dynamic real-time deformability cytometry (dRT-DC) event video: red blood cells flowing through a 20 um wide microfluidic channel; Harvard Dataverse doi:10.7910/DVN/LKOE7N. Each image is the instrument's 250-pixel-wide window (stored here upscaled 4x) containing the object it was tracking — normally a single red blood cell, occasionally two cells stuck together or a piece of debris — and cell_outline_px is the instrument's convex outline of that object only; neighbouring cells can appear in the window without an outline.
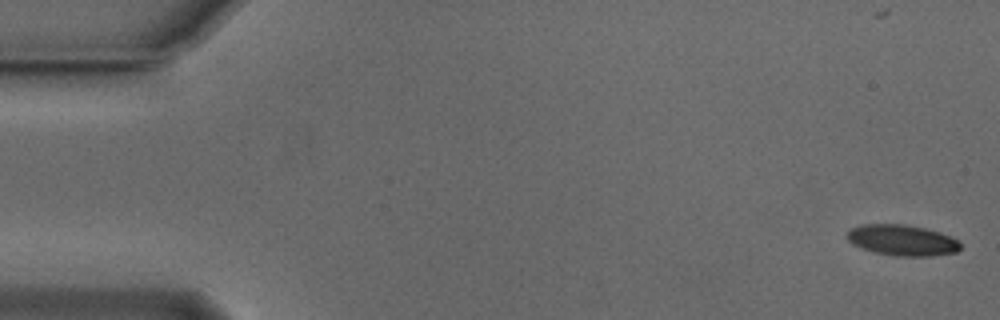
{"species": "Egyptian fruit bat (a non-hibernating species)", "species_latin": "Rousettus aegyptiacus", "temperature_condition": "cold", "stored_images_in_passage": 53, "camera_frame_rate_fps": 3000, "um_per_image_px": 0.085, "animal": {"sex": "male"}, "frame": {"image": 1, "passage_image": 1, "time_ms": 0.0, "image_size_px": [1000, 320], "cell_outline_px": [[960, 248], [956, 252], [932, 256], [896, 256], [876, 252], [852, 244], [848, 240], [848, 232], [852, 228], [860, 224], [904, 224], [924, 228], [940, 232], [956, 240], [960, 244]], "centroid_in_image_um": [76.68, 20.41], "position_along_channel_um": 8.3, "area_um2": 20.11}}
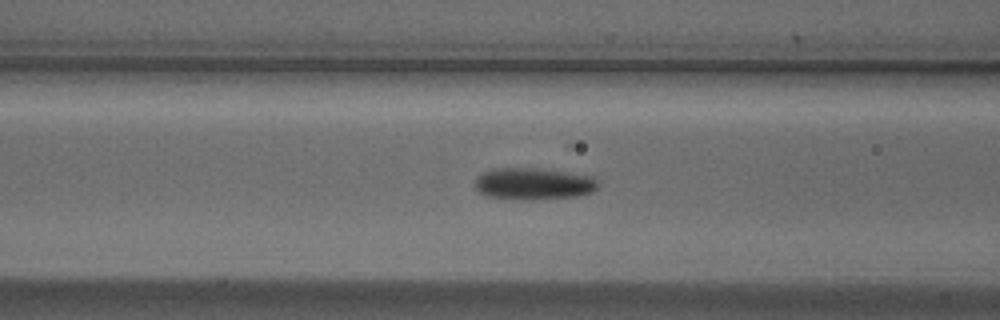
{"frame": {"image": 2, "passage_image": 21, "time_ms": 6.667, "image_size_px": [1000, 320], "cell_outline_px": [[600, 184], [592, 192], [576, 196], [532, 200], [512, 200], [484, 196], [476, 192], [476, 180], [484, 172], [496, 168], [540, 168], [596, 176]], "centroid_in_image_um": [45.37, 15.63], "position_along_channel_um": 121.2, "area_um2": 23.29}}
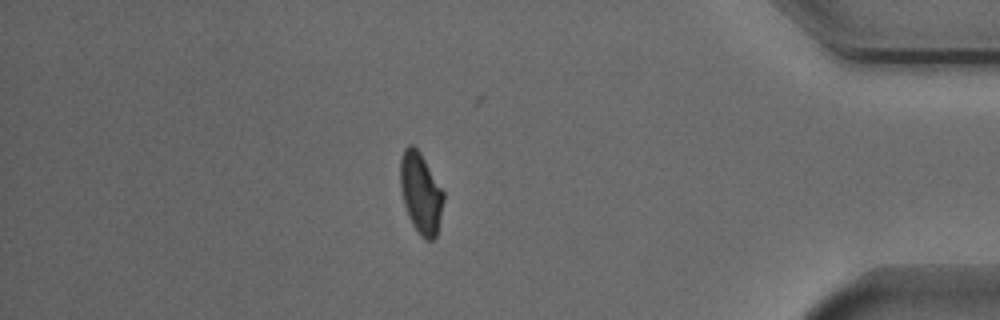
{"frame": {"image": 3, "passage_image": 46, "time_ms": 15.0, "image_size_px": [1000, 320], "cell_outline_px": [[444, 200], [436, 236], [432, 240], [424, 240], [420, 236], [412, 224], [408, 216], [404, 204], [400, 188], [400, 160], [404, 148], [408, 144], [412, 144], [420, 152], [444, 192]], "centroid_in_image_um": [35.75, 16.41], "position_along_channel_um": 399.5, "area_um2": 20.4}, "authors_computed_cell_mechanics": {"area_um2": 21.4438, "velocity_mm_per_s": 3.8243, "shape_relaxation_time_tau1_ms": 3.4607, "shape_relaxation_time_tau2_ms": null, "deformation_change_tau1": 0.1187, "deformation_change_tau2": null}}